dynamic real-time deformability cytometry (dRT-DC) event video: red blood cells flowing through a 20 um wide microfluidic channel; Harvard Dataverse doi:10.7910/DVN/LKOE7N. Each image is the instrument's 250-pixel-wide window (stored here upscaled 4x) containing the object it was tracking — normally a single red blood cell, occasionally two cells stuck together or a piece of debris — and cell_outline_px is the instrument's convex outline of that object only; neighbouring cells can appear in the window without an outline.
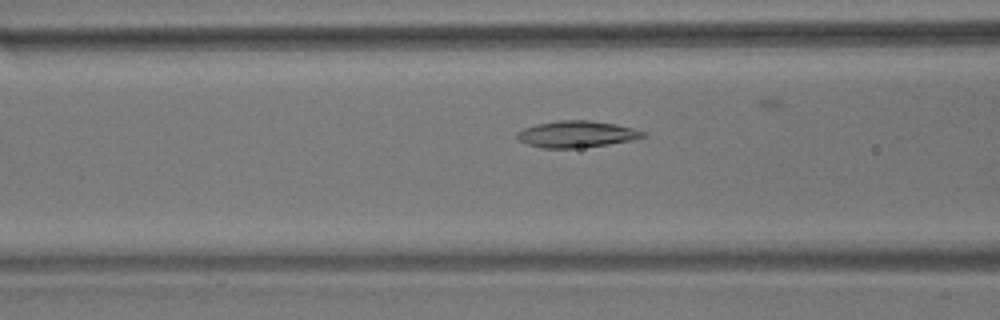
{"species": "common noctule bat (a hibernating species)", "species_latin": "Nyctalus noctula", "temperature_condition": "room temperature", "stored_images_in_passage": 45, "camera_frame_rate_fps": 3000, "um_per_image_px": 0.085, "animal": {"sex": "male", "body_mass_g": 17.9}, "frame": {"image": 1, "passage_image": 22, "time_ms": 7.0, "image_size_px": [1000, 320], "cell_outline_px": [[648, 136], [632, 140], [608, 144], [572, 148], [540, 148], [528, 144], [520, 140], [516, 136], [516, 132], [524, 128], [536, 124], [556, 120], [588, 120], [616, 124], [648, 132]], "centroid_in_image_um": [49.03, 11.39], "position_along_channel_um": 117.6, "area_um2": 19.54}}
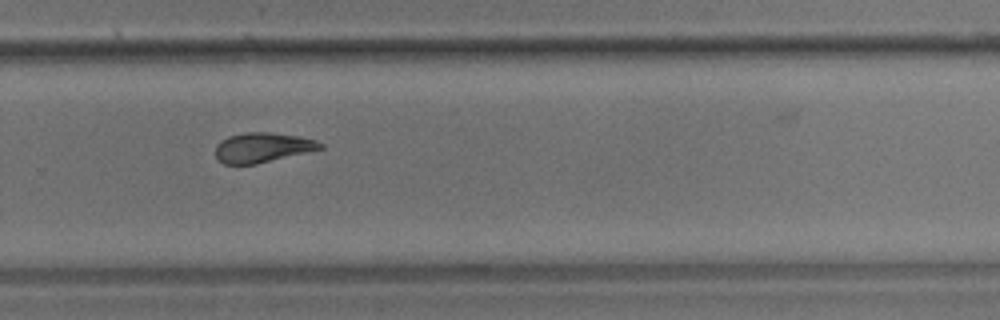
{"frame": {"image": 2, "passage_image": 38, "time_ms": 12.333, "image_size_px": [1000, 320], "cell_outline_px": [[324, 148], [256, 164], [224, 164], [216, 160], [216, 144], [220, 140], [228, 136], [244, 132], [268, 132], [296, 136], [316, 140], [324, 144]], "centroid_in_image_um": [22.27, 12.54], "position_along_channel_um": 307.5, "area_um2": 18.21}}
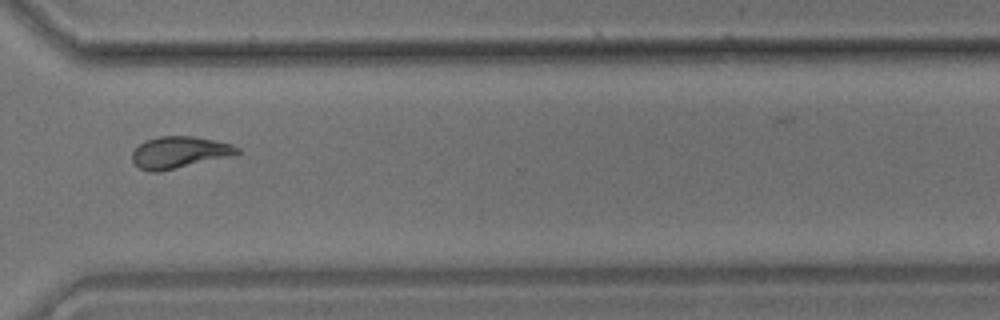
{"frame": {"image": 3, "passage_image": 42, "time_ms": 13.667, "image_size_px": [1000, 320], "cell_outline_px": [[240, 152], [232, 156], [160, 172], [148, 172], [140, 168], [132, 160], [132, 152], [144, 140], [160, 136], [192, 136], [232, 144], [240, 148]], "centroid_in_image_um": [15.24, 12.96], "position_along_channel_um": 355.4, "area_um2": 19.48}}